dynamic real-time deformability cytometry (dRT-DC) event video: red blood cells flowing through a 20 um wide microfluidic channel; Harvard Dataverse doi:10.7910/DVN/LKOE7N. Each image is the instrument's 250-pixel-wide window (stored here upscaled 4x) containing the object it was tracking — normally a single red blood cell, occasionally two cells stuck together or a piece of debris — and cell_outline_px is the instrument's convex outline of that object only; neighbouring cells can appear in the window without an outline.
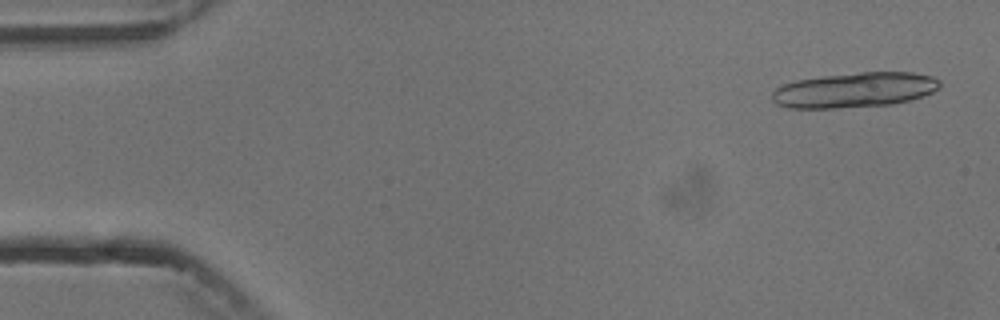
{"species": "common noctule bat (a hibernating species)", "species_latin": "Nyctalus noctula", "temperature_condition": "cold", "stored_images_in_passage": 4, "segment_of_instrument_passage": [1, 2], "camera_frame_rate_fps": 3000, "um_per_image_px": 0.085, "animal": {"sex": "male", "body_mass_g": 13.3}, "frame": {"image": 1, "passage_image": 1, "time_ms": 0.0, "image_size_px": [1000, 320], "cell_outline_px": [[940, 84], [932, 92], [924, 96], [912, 100], [892, 104], [836, 108], [788, 108], [776, 104], [772, 100], [772, 92], [780, 84], [796, 80], [824, 76], [860, 72], [912, 72], [932, 76], [940, 80]], "centroid_in_image_um": [72.61, 7.65], "position_along_channel_um": 12.4, "area_um2": 34.39}}